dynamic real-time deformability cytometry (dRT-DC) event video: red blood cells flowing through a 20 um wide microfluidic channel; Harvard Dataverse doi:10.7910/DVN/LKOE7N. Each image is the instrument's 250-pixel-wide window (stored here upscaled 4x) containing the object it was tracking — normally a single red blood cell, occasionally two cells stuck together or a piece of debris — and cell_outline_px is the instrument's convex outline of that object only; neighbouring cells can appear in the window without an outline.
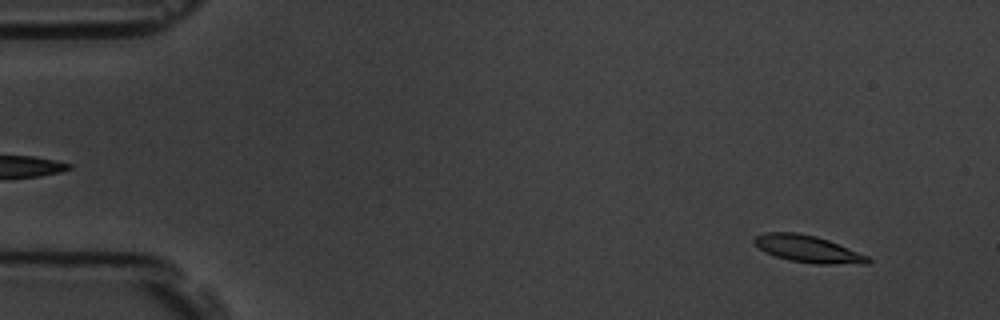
{"species": "common noctule bat (a hibernating species)", "species_latin": "Nyctalus noctula", "temperature_condition": "room temperature", "stored_images_in_passage": 59, "camera_frame_rate_fps": 3000, "um_per_image_px": 0.085, "animal": {"sex": "male", "body_mass_g": 19.5, "forearm_length_mm": 54.6}, "frame": {"image": 1, "passage_image": 6, "time_ms": 1.667, "image_size_px": [1000, 320], "cell_outline_px": [[872, 260], [868, 264], [816, 264], [788, 260], [764, 252], [752, 240], [756, 236], [764, 232], [796, 232], [816, 236], [828, 240], [868, 256]], "centroid_in_image_um": [68.67, 21.16], "position_along_channel_um": 16.3, "area_um2": 17.86}}
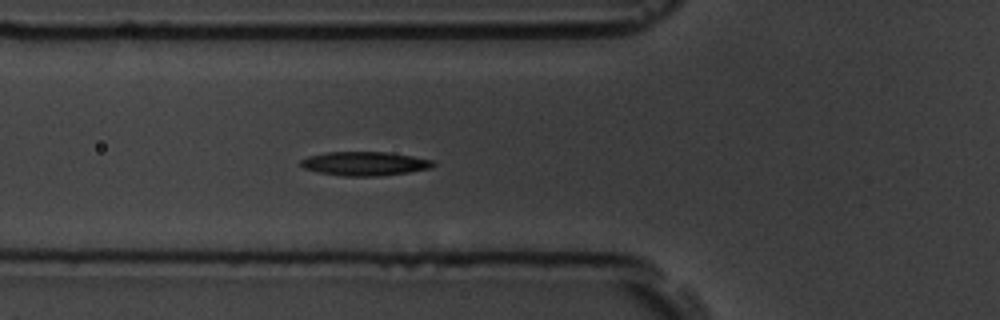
{"frame": {"image": 2, "passage_image": 22, "time_ms": 7.0, "image_size_px": [1000, 320], "cell_outline_px": [[436, 164], [428, 168], [408, 172], [380, 176], [344, 176], [320, 172], [304, 168], [300, 164], [300, 160], [308, 156], [324, 152], [388, 152], [412, 156], [432, 160]], "centroid_in_image_um": [30.97, 13.9], "position_along_channel_um": 94.8, "area_um2": 18.32}}
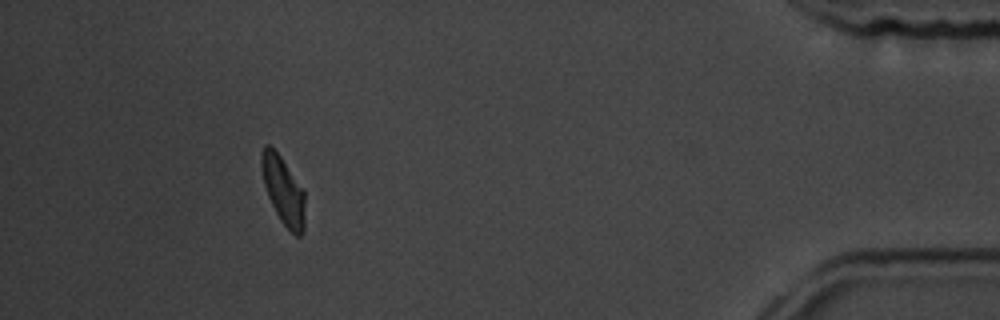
{"frame": {"image": 3, "passage_image": 54, "time_ms": 17.667, "image_size_px": [1000, 320], "cell_outline_px": [[304, 232], [300, 236], [296, 236], [280, 220], [268, 196], [264, 184], [260, 168], [260, 152], [264, 144], [268, 144], [280, 156], [304, 192]], "centroid_in_image_um": [24.04, 16.18], "position_along_channel_um": 411.2, "area_um2": 16.94}, "authors_computed_cell_mechanics": {"area_um2": 17.9758, "velocity_mm_per_s": 3.5261, "shape_relaxation_time_tau1_ms": 4.1612, "shape_relaxation_time_tau2_ms": 4.6059, "deformation_change_tau1": 0.1379, "deformation_change_tau2": 0.0976}}